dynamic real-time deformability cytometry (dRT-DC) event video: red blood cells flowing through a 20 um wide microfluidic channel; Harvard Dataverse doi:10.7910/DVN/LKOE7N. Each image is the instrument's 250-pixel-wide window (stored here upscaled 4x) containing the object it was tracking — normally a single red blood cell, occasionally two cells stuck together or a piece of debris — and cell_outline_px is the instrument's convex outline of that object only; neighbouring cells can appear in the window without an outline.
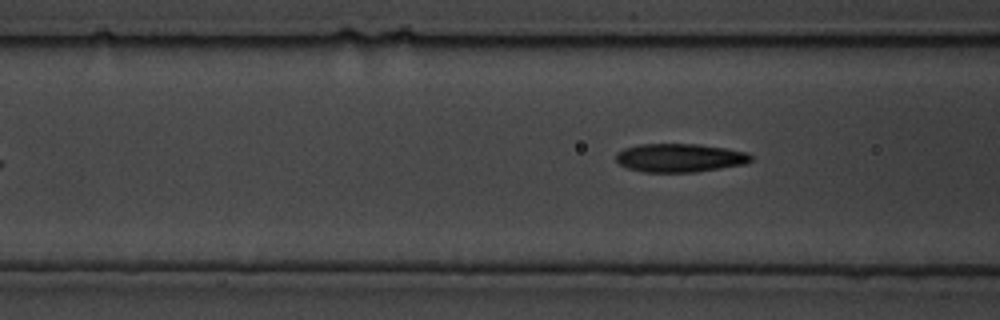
{"species": "common noctule bat (a hibernating species)", "species_latin": "Nyctalus noctula", "temperature_condition": "cold", "stored_images_in_passage": 74, "camera_frame_rate_fps": 3000, "um_per_image_px": 0.085, "animal": {"sex": "male", "body_mass_g": 19.5, "forearm_length_mm": 54.6}, "frame": {"image": 1, "passage_image": 13, "time_ms": 4.0, "image_size_px": [1000, 320], "cell_outline_px": [[752, 160], [744, 164], [696, 172], [644, 172], [628, 168], [620, 164], [616, 160], [616, 152], [624, 148], [640, 144], [696, 144], [724, 148], [748, 152], [752, 156]], "centroid_in_image_um": [57.77, 13.41], "position_along_channel_um": 108.8, "area_um2": 22.37}}
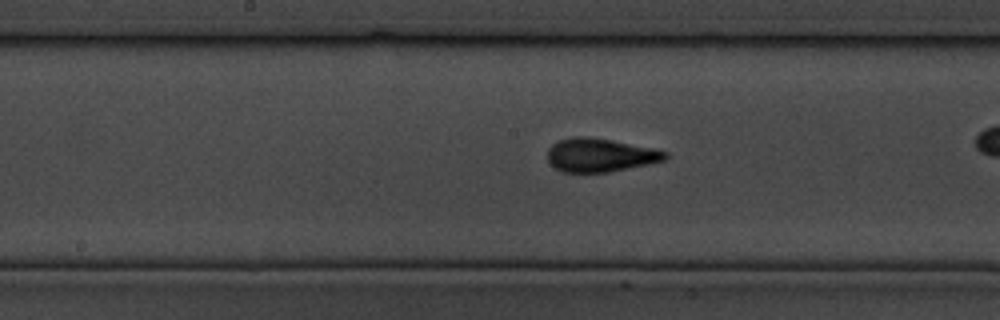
{"frame": {"image": 2, "passage_image": 28, "time_ms": 9.0, "image_size_px": [1000, 320], "cell_outline_px": [[668, 156], [664, 160], [648, 164], [608, 172], [560, 172], [548, 160], [548, 148], [552, 144], [560, 140], [576, 136], [584, 136], [612, 140], [656, 148], [668, 152]], "centroid_in_image_um": [51.03, 13.18], "position_along_channel_um": 197.2, "area_um2": 22.95}}
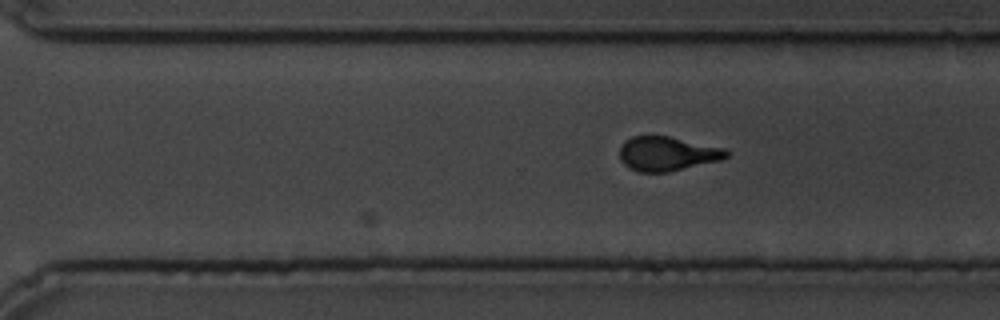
{"frame": {"image": 3, "passage_image": 48, "time_ms": 15.667, "image_size_px": [1000, 320], "cell_outline_px": [[728, 156], [720, 160], [668, 172], [636, 172], [628, 168], [620, 160], [620, 148], [624, 140], [632, 136], [668, 136], [724, 148], [728, 152]], "centroid_in_image_um": [56.67, 13.07], "position_along_channel_um": 313.9, "area_um2": 21.27}}